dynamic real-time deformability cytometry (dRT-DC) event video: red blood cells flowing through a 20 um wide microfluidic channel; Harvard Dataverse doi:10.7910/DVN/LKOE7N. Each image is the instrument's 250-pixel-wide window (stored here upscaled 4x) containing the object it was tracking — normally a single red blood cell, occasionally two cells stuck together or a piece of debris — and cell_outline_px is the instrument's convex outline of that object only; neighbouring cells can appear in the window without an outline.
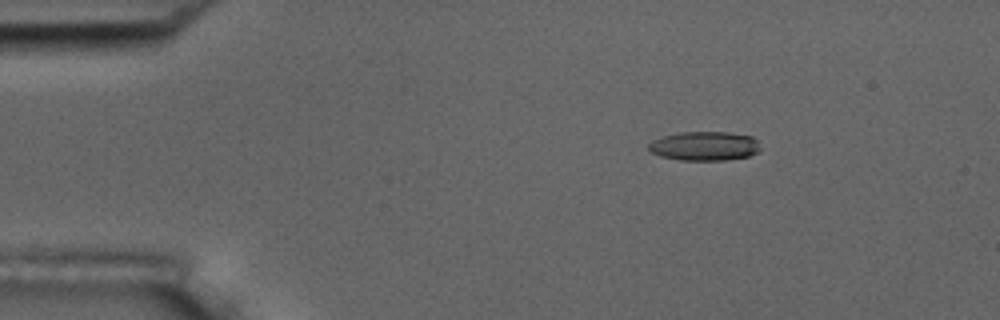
{"species": "common noctule bat (a hibernating species)", "species_latin": "Nyctalus noctula", "temperature_condition": "room temperature", "stored_images_in_passage": 4, "camera_frame_rate_fps": 3000, "um_per_image_px": 0.085, "animal": {"sex": "male", "body_mass_g": 17.5, "forearm_length_mm": 52.3}, "frame": {"image": 1, "passage_image": 1, "time_ms": 0.0, "image_size_px": [1000, 320], "cell_outline_px": [[760, 148], [756, 152], [748, 156], [728, 160], [680, 160], [660, 156], [652, 152], [648, 148], [648, 144], [652, 140], [660, 136], [680, 132], [728, 132], [752, 136], [756, 140]], "centroid_in_image_um": [59.85, 12.41], "position_along_channel_um": 25.2, "area_um2": 19.02}}
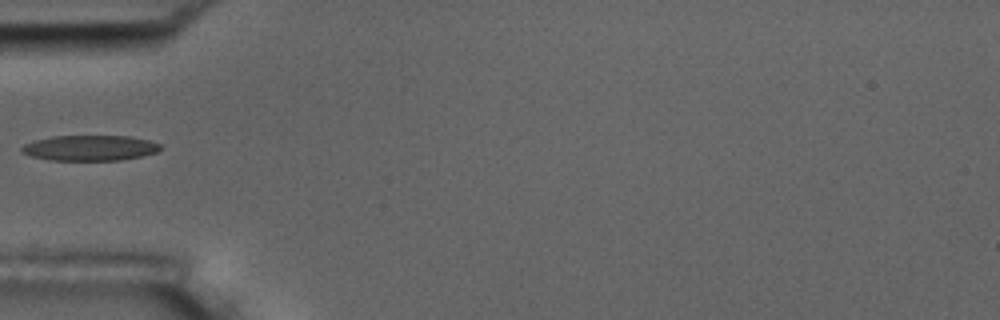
{"frame": {"image": 2, "passage_image": 4, "time_ms": 3.333, "image_size_px": [1000, 320], "cell_outline_px": [[164, 148], [156, 152], [140, 156], [120, 160], [48, 160], [32, 156], [20, 152], [20, 148], [24, 144], [36, 140], [52, 136], [132, 136], [148, 140], [160, 144]], "centroid_in_image_um": [7.64, 12.57], "position_along_channel_um": 77.4, "area_um2": 20.58}}